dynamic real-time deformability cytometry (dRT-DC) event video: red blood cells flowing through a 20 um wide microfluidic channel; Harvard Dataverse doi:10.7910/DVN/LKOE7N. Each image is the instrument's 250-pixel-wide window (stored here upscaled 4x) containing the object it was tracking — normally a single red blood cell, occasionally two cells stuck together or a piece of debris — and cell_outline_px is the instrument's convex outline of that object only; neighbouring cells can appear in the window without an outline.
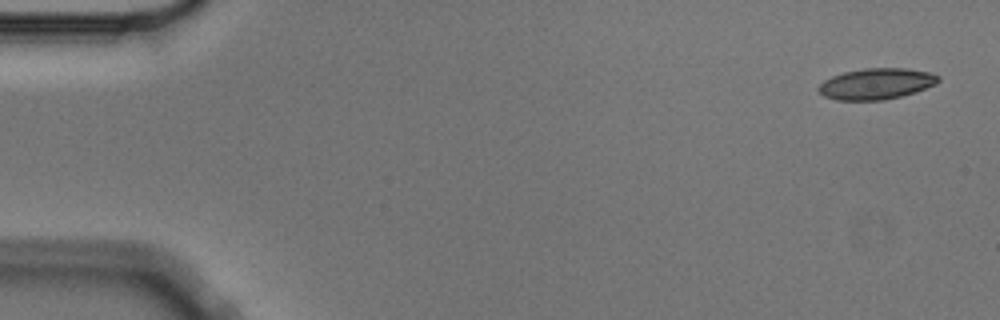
{"species": "Egyptian fruit bat (a non-hibernating species)", "species_latin": "Rousettus aegyptiacus", "temperature_condition": "cold", "stored_images_in_passage": 5, "camera_frame_rate_fps": 3000, "um_per_image_px": 0.085, "animal": {"sex": "male"}, "frame": {"image": 1, "passage_image": 1, "time_ms": 0.0, "image_size_px": [1000, 320], "cell_outline_px": [[940, 80], [936, 84], [916, 92], [884, 100], [836, 100], [824, 96], [816, 88], [824, 80], [832, 76], [844, 72], [864, 68], [904, 68], [928, 72], [940, 76]], "centroid_in_image_um": [74.48, 7.12], "position_along_channel_um": 10.5, "area_um2": 21.68}}
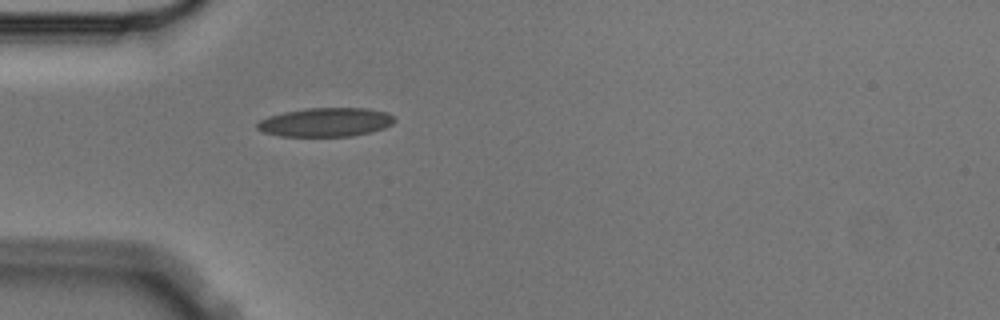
{"frame": {"image": 2, "passage_image": 5, "time_ms": 1.333, "image_size_px": [1000, 320], "cell_outline_px": [[396, 120], [392, 124], [384, 128], [372, 132], [352, 136], [280, 136], [264, 132], [256, 128], [256, 124], [260, 120], [268, 116], [284, 112], [308, 108], [368, 108], [388, 112]], "centroid_in_image_um": [27.7, 10.38], "position_along_channel_um": 57.3, "area_um2": 23.18}}